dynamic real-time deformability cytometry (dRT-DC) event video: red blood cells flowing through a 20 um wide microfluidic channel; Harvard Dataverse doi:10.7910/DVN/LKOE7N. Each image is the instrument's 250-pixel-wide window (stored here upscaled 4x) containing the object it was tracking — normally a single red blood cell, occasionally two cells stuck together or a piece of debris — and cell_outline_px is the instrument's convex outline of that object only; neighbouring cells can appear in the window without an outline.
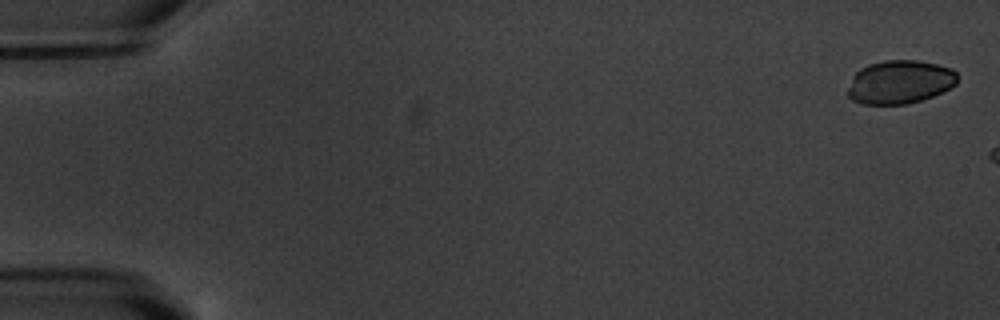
{"species": "common noctule bat (a hibernating species)", "species_latin": "Nyctalus noctula", "temperature_condition": "warm", "stored_images_in_passage": 3, "camera_frame_rate_fps": 3000, "um_per_image_px": 0.085, "animal": {"sex": "male", "body_mass_g": 20.1, "forearm_length_mm": 53.5}, "frame": {"image": 1, "passage_image": 1, "time_ms": 0.0, "image_size_px": [1000, 320], "cell_outline_px": [[956, 84], [932, 96], [908, 104], [864, 104], [852, 100], [848, 96], [848, 88], [852, 76], [860, 68], [868, 64], [884, 60], [916, 60], [936, 64], [952, 68], [956, 72]], "centroid_in_image_um": [76.45, 6.96], "position_along_channel_um": 8.6, "area_um2": 27.69}}